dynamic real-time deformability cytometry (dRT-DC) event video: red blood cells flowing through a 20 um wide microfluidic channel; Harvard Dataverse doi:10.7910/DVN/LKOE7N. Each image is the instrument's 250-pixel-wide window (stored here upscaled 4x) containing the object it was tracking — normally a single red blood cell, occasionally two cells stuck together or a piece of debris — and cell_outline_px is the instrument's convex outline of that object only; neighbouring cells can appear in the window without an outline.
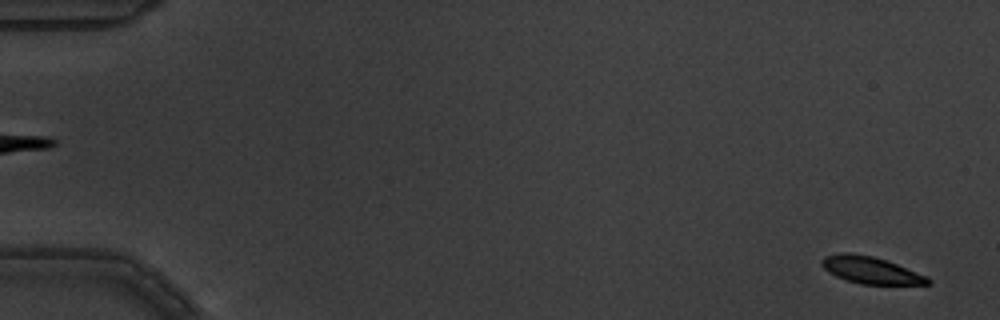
{"species": "common noctule bat (a hibernating species)", "species_latin": "Nyctalus noctula", "temperature_condition": "warm", "stored_images_in_passage": 4, "camera_frame_rate_fps": 3000, "um_per_image_px": 0.085, "animal": {"sex": "male", "body_mass_g": 19.5, "forearm_length_mm": 54.6}, "frame": {"image": 1, "passage_image": 4, "time_ms": 1.0, "image_size_px": [1000, 320], "cell_outline_px": [[932, 280], [928, 284], [860, 284], [844, 280], [828, 272], [820, 264], [820, 260], [824, 256], [840, 252], [848, 252], [872, 256], [896, 264], [928, 276]], "centroid_in_image_um": [73.96, 22.96], "position_along_channel_um": 11.0, "area_um2": 16.7}}